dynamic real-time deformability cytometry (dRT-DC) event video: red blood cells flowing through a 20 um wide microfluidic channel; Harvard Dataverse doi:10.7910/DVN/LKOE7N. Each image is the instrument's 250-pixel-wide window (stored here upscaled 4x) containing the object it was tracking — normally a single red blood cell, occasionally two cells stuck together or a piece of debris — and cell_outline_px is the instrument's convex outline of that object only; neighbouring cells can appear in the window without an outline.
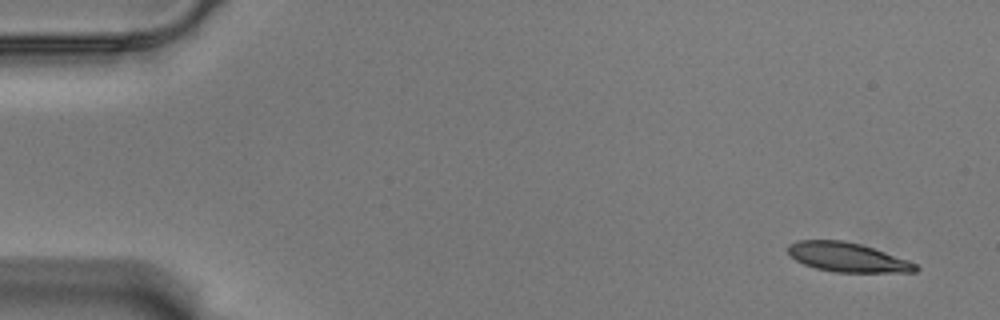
{"species": "Egyptian fruit bat (a non-hibernating species)", "species_latin": "Rousettus aegyptiacus", "temperature_condition": "warm", "stored_images_in_passage": 55, "camera_frame_rate_fps": 3000, "um_per_image_px": 0.085, "animal": {"sex": "male"}, "frame": {"image": 1, "passage_image": 1, "time_ms": 0.0, "image_size_px": [1000, 320], "cell_outline_px": [[920, 268], [916, 272], [832, 272], [816, 268], [804, 264], [796, 260], [788, 252], [788, 244], [800, 240], [844, 240], [860, 244], [908, 260], [916, 264]], "centroid_in_image_um": [72.03, 21.87], "position_along_channel_um": 13.0, "area_um2": 21.62}}
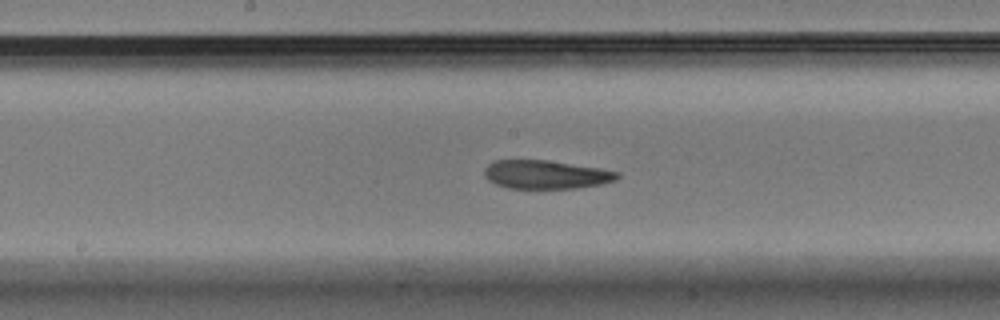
{"frame": {"image": 2, "passage_image": 28, "time_ms": 9.0, "image_size_px": [1000, 320], "cell_outline_px": [[620, 176], [616, 180], [600, 184], [576, 188], [508, 188], [496, 184], [488, 180], [484, 176], [484, 168], [492, 160], [548, 160], [600, 168], [620, 172]], "centroid_in_image_um": [46.39, 14.83], "position_along_channel_um": 201.8, "area_um2": 22.2}}
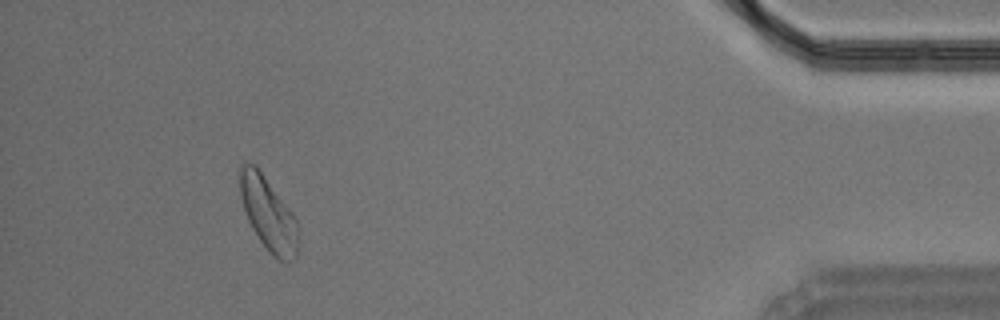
{"frame": {"image": 3, "passage_image": 51, "time_ms": 16.667, "image_size_px": [1000, 320], "cell_outline_px": [[300, 244], [296, 256], [288, 264], [280, 260], [260, 240], [252, 228], [248, 220], [240, 196], [236, 172], [240, 164], [256, 164], [292, 212], [296, 220], [300, 232]], "centroid_in_image_um": [22.8, 18.13], "position_along_channel_um": 412.4, "area_um2": 25.37}, "authors_computed_cell_mechanics": {"area_um2": 23.1778, "velocity_mm_per_s": 3.4961, "shape_relaxation_time_tau1_ms": null, "shape_relaxation_time_tau2_ms": 9.3554, "deformation_change_tau1": null, "deformation_change_tau2": 0.1545}}